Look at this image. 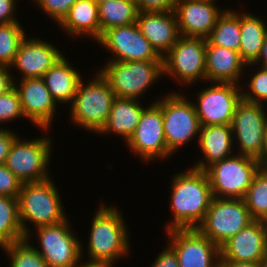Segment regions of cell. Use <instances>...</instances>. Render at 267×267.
<instances>
[{
  "label": "cell",
  "instance_id": "1",
  "mask_svg": "<svg viewBox=\"0 0 267 267\" xmlns=\"http://www.w3.org/2000/svg\"><path fill=\"white\" fill-rule=\"evenodd\" d=\"M172 178L170 205L174 220L166 224V231L174 228H197L204 221L213 199L206 172L192 167Z\"/></svg>",
  "mask_w": 267,
  "mask_h": 267
},
{
  "label": "cell",
  "instance_id": "2",
  "mask_svg": "<svg viewBox=\"0 0 267 267\" xmlns=\"http://www.w3.org/2000/svg\"><path fill=\"white\" fill-rule=\"evenodd\" d=\"M51 179L22 185L17 199L19 219L25 239L31 236L30 229L26 226L27 221L37 228L58 224L67 218L59 197L61 195Z\"/></svg>",
  "mask_w": 267,
  "mask_h": 267
},
{
  "label": "cell",
  "instance_id": "3",
  "mask_svg": "<svg viewBox=\"0 0 267 267\" xmlns=\"http://www.w3.org/2000/svg\"><path fill=\"white\" fill-rule=\"evenodd\" d=\"M91 224L88 243L89 261L114 264L129 253L128 231L116 207L99 206ZM123 255V256H122Z\"/></svg>",
  "mask_w": 267,
  "mask_h": 267
},
{
  "label": "cell",
  "instance_id": "4",
  "mask_svg": "<svg viewBox=\"0 0 267 267\" xmlns=\"http://www.w3.org/2000/svg\"><path fill=\"white\" fill-rule=\"evenodd\" d=\"M96 74L95 79L86 85L81 79L70 111L75 125L98 134L107 121L116 96L101 73L98 71Z\"/></svg>",
  "mask_w": 267,
  "mask_h": 267
},
{
  "label": "cell",
  "instance_id": "5",
  "mask_svg": "<svg viewBox=\"0 0 267 267\" xmlns=\"http://www.w3.org/2000/svg\"><path fill=\"white\" fill-rule=\"evenodd\" d=\"M261 167L259 160L237 153L213 163L204 171L213 197L243 199Z\"/></svg>",
  "mask_w": 267,
  "mask_h": 267
},
{
  "label": "cell",
  "instance_id": "6",
  "mask_svg": "<svg viewBox=\"0 0 267 267\" xmlns=\"http://www.w3.org/2000/svg\"><path fill=\"white\" fill-rule=\"evenodd\" d=\"M116 97L138 99L163 74V60L109 61L101 68Z\"/></svg>",
  "mask_w": 267,
  "mask_h": 267
},
{
  "label": "cell",
  "instance_id": "7",
  "mask_svg": "<svg viewBox=\"0 0 267 267\" xmlns=\"http://www.w3.org/2000/svg\"><path fill=\"white\" fill-rule=\"evenodd\" d=\"M253 221L244 199L213 197L205 219L197 229L221 247Z\"/></svg>",
  "mask_w": 267,
  "mask_h": 267
},
{
  "label": "cell",
  "instance_id": "8",
  "mask_svg": "<svg viewBox=\"0 0 267 267\" xmlns=\"http://www.w3.org/2000/svg\"><path fill=\"white\" fill-rule=\"evenodd\" d=\"M162 110L167 149L172 155L194 136L199 135L200 122L194 103L182 94L171 93L155 101Z\"/></svg>",
  "mask_w": 267,
  "mask_h": 267
},
{
  "label": "cell",
  "instance_id": "9",
  "mask_svg": "<svg viewBox=\"0 0 267 267\" xmlns=\"http://www.w3.org/2000/svg\"><path fill=\"white\" fill-rule=\"evenodd\" d=\"M206 39L200 36L180 34L173 47L162 57L163 74L186 85L198 79L206 80Z\"/></svg>",
  "mask_w": 267,
  "mask_h": 267
},
{
  "label": "cell",
  "instance_id": "10",
  "mask_svg": "<svg viewBox=\"0 0 267 267\" xmlns=\"http://www.w3.org/2000/svg\"><path fill=\"white\" fill-rule=\"evenodd\" d=\"M51 140L47 137L22 140L18 137L7 156L6 167L22 183L38 182L50 178ZM48 166V167H47Z\"/></svg>",
  "mask_w": 267,
  "mask_h": 267
},
{
  "label": "cell",
  "instance_id": "11",
  "mask_svg": "<svg viewBox=\"0 0 267 267\" xmlns=\"http://www.w3.org/2000/svg\"><path fill=\"white\" fill-rule=\"evenodd\" d=\"M68 219L37 227L41 249H37L48 267H77L82 259L83 245L69 228Z\"/></svg>",
  "mask_w": 267,
  "mask_h": 267
},
{
  "label": "cell",
  "instance_id": "12",
  "mask_svg": "<svg viewBox=\"0 0 267 267\" xmlns=\"http://www.w3.org/2000/svg\"><path fill=\"white\" fill-rule=\"evenodd\" d=\"M197 93L194 103L201 126L231 125L237 104L242 100L239 84L215 82Z\"/></svg>",
  "mask_w": 267,
  "mask_h": 267
},
{
  "label": "cell",
  "instance_id": "13",
  "mask_svg": "<svg viewBox=\"0 0 267 267\" xmlns=\"http://www.w3.org/2000/svg\"><path fill=\"white\" fill-rule=\"evenodd\" d=\"M167 233L171 242L168 245L177 254L180 267L220 266V247L197 228H174Z\"/></svg>",
  "mask_w": 267,
  "mask_h": 267
},
{
  "label": "cell",
  "instance_id": "14",
  "mask_svg": "<svg viewBox=\"0 0 267 267\" xmlns=\"http://www.w3.org/2000/svg\"><path fill=\"white\" fill-rule=\"evenodd\" d=\"M263 104L241 100L235 109L231 128L240 144L238 154L259 159L262 156L267 114ZM241 152V153H239Z\"/></svg>",
  "mask_w": 267,
  "mask_h": 267
},
{
  "label": "cell",
  "instance_id": "15",
  "mask_svg": "<svg viewBox=\"0 0 267 267\" xmlns=\"http://www.w3.org/2000/svg\"><path fill=\"white\" fill-rule=\"evenodd\" d=\"M98 43L115 54L110 61L163 60L136 23L105 30Z\"/></svg>",
  "mask_w": 267,
  "mask_h": 267
},
{
  "label": "cell",
  "instance_id": "16",
  "mask_svg": "<svg viewBox=\"0 0 267 267\" xmlns=\"http://www.w3.org/2000/svg\"><path fill=\"white\" fill-rule=\"evenodd\" d=\"M126 144L144 161L165 159L171 155L164 135L162 110L156 102L144 109L134 133Z\"/></svg>",
  "mask_w": 267,
  "mask_h": 267
},
{
  "label": "cell",
  "instance_id": "17",
  "mask_svg": "<svg viewBox=\"0 0 267 267\" xmlns=\"http://www.w3.org/2000/svg\"><path fill=\"white\" fill-rule=\"evenodd\" d=\"M14 82V88L20 96L24 117L29 118L34 125L48 129L56 113L57 103L47 89L42 78L21 79L19 86Z\"/></svg>",
  "mask_w": 267,
  "mask_h": 267
},
{
  "label": "cell",
  "instance_id": "18",
  "mask_svg": "<svg viewBox=\"0 0 267 267\" xmlns=\"http://www.w3.org/2000/svg\"><path fill=\"white\" fill-rule=\"evenodd\" d=\"M214 3L210 0H176L174 12L179 33L206 39L224 11H219Z\"/></svg>",
  "mask_w": 267,
  "mask_h": 267
},
{
  "label": "cell",
  "instance_id": "19",
  "mask_svg": "<svg viewBox=\"0 0 267 267\" xmlns=\"http://www.w3.org/2000/svg\"><path fill=\"white\" fill-rule=\"evenodd\" d=\"M265 245L263 223L261 220H254L220 247V261L262 262Z\"/></svg>",
  "mask_w": 267,
  "mask_h": 267
},
{
  "label": "cell",
  "instance_id": "20",
  "mask_svg": "<svg viewBox=\"0 0 267 267\" xmlns=\"http://www.w3.org/2000/svg\"><path fill=\"white\" fill-rule=\"evenodd\" d=\"M26 38L22 40L11 68H18L22 79L42 78L64 55L42 39Z\"/></svg>",
  "mask_w": 267,
  "mask_h": 267
},
{
  "label": "cell",
  "instance_id": "21",
  "mask_svg": "<svg viewBox=\"0 0 267 267\" xmlns=\"http://www.w3.org/2000/svg\"><path fill=\"white\" fill-rule=\"evenodd\" d=\"M136 24L161 57L173 47L180 36L174 10L139 12Z\"/></svg>",
  "mask_w": 267,
  "mask_h": 267
},
{
  "label": "cell",
  "instance_id": "22",
  "mask_svg": "<svg viewBox=\"0 0 267 267\" xmlns=\"http://www.w3.org/2000/svg\"><path fill=\"white\" fill-rule=\"evenodd\" d=\"M246 63L239 52L216 45L206 46L205 73L207 82L239 83Z\"/></svg>",
  "mask_w": 267,
  "mask_h": 267
},
{
  "label": "cell",
  "instance_id": "23",
  "mask_svg": "<svg viewBox=\"0 0 267 267\" xmlns=\"http://www.w3.org/2000/svg\"><path fill=\"white\" fill-rule=\"evenodd\" d=\"M198 136L205 159L198 161L193 168L204 171L213 163L232 155L234 137L231 125L201 126Z\"/></svg>",
  "mask_w": 267,
  "mask_h": 267
},
{
  "label": "cell",
  "instance_id": "24",
  "mask_svg": "<svg viewBox=\"0 0 267 267\" xmlns=\"http://www.w3.org/2000/svg\"><path fill=\"white\" fill-rule=\"evenodd\" d=\"M144 109L137 99L115 97L107 121L98 133L105 135L107 132H114L124 138L127 143L134 133Z\"/></svg>",
  "mask_w": 267,
  "mask_h": 267
},
{
  "label": "cell",
  "instance_id": "25",
  "mask_svg": "<svg viewBox=\"0 0 267 267\" xmlns=\"http://www.w3.org/2000/svg\"><path fill=\"white\" fill-rule=\"evenodd\" d=\"M58 25L70 36L84 34L98 41L101 37L98 4L95 0H77Z\"/></svg>",
  "mask_w": 267,
  "mask_h": 267
},
{
  "label": "cell",
  "instance_id": "26",
  "mask_svg": "<svg viewBox=\"0 0 267 267\" xmlns=\"http://www.w3.org/2000/svg\"><path fill=\"white\" fill-rule=\"evenodd\" d=\"M56 103H71L81 75L63 56L42 77Z\"/></svg>",
  "mask_w": 267,
  "mask_h": 267
},
{
  "label": "cell",
  "instance_id": "27",
  "mask_svg": "<svg viewBox=\"0 0 267 267\" xmlns=\"http://www.w3.org/2000/svg\"><path fill=\"white\" fill-rule=\"evenodd\" d=\"M266 23L253 14H240V48L241 59L246 63H254L260 55L262 45L267 36Z\"/></svg>",
  "mask_w": 267,
  "mask_h": 267
},
{
  "label": "cell",
  "instance_id": "28",
  "mask_svg": "<svg viewBox=\"0 0 267 267\" xmlns=\"http://www.w3.org/2000/svg\"><path fill=\"white\" fill-rule=\"evenodd\" d=\"M206 45H216L239 52L240 48V14L224 10L217 18L211 34L206 38Z\"/></svg>",
  "mask_w": 267,
  "mask_h": 267
},
{
  "label": "cell",
  "instance_id": "29",
  "mask_svg": "<svg viewBox=\"0 0 267 267\" xmlns=\"http://www.w3.org/2000/svg\"><path fill=\"white\" fill-rule=\"evenodd\" d=\"M98 13L102 35L109 28L136 23L139 11L132 0H110L98 4Z\"/></svg>",
  "mask_w": 267,
  "mask_h": 267
},
{
  "label": "cell",
  "instance_id": "30",
  "mask_svg": "<svg viewBox=\"0 0 267 267\" xmlns=\"http://www.w3.org/2000/svg\"><path fill=\"white\" fill-rule=\"evenodd\" d=\"M25 239L19 219L18 199L0 196V247Z\"/></svg>",
  "mask_w": 267,
  "mask_h": 267
},
{
  "label": "cell",
  "instance_id": "31",
  "mask_svg": "<svg viewBox=\"0 0 267 267\" xmlns=\"http://www.w3.org/2000/svg\"><path fill=\"white\" fill-rule=\"evenodd\" d=\"M243 199L254 220L267 217V167L259 169Z\"/></svg>",
  "mask_w": 267,
  "mask_h": 267
},
{
  "label": "cell",
  "instance_id": "32",
  "mask_svg": "<svg viewBox=\"0 0 267 267\" xmlns=\"http://www.w3.org/2000/svg\"><path fill=\"white\" fill-rule=\"evenodd\" d=\"M18 22L0 24V65L11 67L26 34Z\"/></svg>",
  "mask_w": 267,
  "mask_h": 267
},
{
  "label": "cell",
  "instance_id": "33",
  "mask_svg": "<svg viewBox=\"0 0 267 267\" xmlns=\"http://www.w3.org/2000/svg\"><path fill=\"white\" fill-rule=\"evenodd\" d=\"M30 239H22L10 245L3 246V250L11 258L10 267H48L46 261L41 257Z\"/></svg>",
  "mask_w": 267,
  "mask_h": 267
},
{
  "label": "cell",
  "instance_id": "34",
  "mask_svg": "<svg viewBox=\"0 0 267 267\" xmlns=\"http://www.w3.org/2000/svg\"><path fill=\"white\" fill-rule=\"evenodd\" d=\"M250 82V83H249ZM248 82V88L250 93L244 90L241 92L242 100L250 102L263 104L262 102H267V69L261 67L255 74L252 75L250 81Z\"/></svg>",
  "mask_w": 267,
  "mask_h": 267
},
{
  "label": "cell",
  "instance_id": "35",
  "mask_svg": "<svg viewBox=\"0 0 267 267\" xmlns=\"http://www.w3.org/2000/svg\"><path fill=\"white\" fill-rule=\"evenodd\" d=\"M22 116L24 117L20 96L14 87L7 93L0 95V123L16 120Z\"/></svg>",
  "mask_w": 267,
  "mask_h": 267
},
{
  "label": "cell",
  "instance_id": "36",
  "mask_svg": "<svg viewBox=\"0 0 267 267\" xmlns=\"http://www.w3.org/2000/svg\"><path fill=\"white\" fill-rule=\"evenodd\" d=\"M45 14L52 17L58 24L68 14L77 0H34Z\"/></svg>",
  "mask_w": 267,
  "mask_h": 267
},
{
  "label": "cell",
  "instance_id": "37",
  "mask_svg": "<svg viewBox=\"0 0 267 267\" xmlns=\"http://www.w3.org/2000/svg\"><path fill=\"white\" fill-rule=\"evenodd\" d=\"M23 183L5 164L0 165V196L18 198Z\"/></svg>",
  "mask_w": 267,
  "mask_h": 267
},
{
  "label": "cell",
  "instance_id": "38",
  "mask_svg": "<svg viewBox=\"0 0 267 267\" xmlns=\"http://www.w3.org/2000/svg\"><path fill=\"white\" fill-rule=\"evenodd\" d=\"M176 0H136L139 12H169L174 10Z\"/></svg>",
  "mask_w": 267,
  "mask_h": 267
},
{
  "label": "cell",
  "instance_id": "39",
  "mask_svg": "<svg viewBox=\"0 0 267 267\" xmlns=\"http://www.w3.org/2000/svg\"><path fill=\"white\" fill-rule=\"evenodd\" d=\"M5 129L0 128V165L5 164L9 151L14 141L18 138V135Z\"/></svg>",
  "mask_w": 267,
  "mask_h": 267
},
{
  "label": "cell",
  "instance_id": "40",
  "mask_svg": "<svg viewBox=\"0 0 267 267\" xmlns=\"http://www.w3.org/2000/svg\"><path fill=\"white\" fill-rule=\"evenodd\" d=\"M151 267H180L177 254L168 245L167 248L157 256Z\"/></svg>",
  "mask_w": 267,
  "mask_h": 267
},
{
  "label": "cell",
  "instance_id": "41",
  "mask_svg": "<svg viewBox=\"0 0 267 267\" xmlns=\"http://www.w3.org/2000/svg\"><path fill=\"white\" fill-rule=\"evenodd\" d=\"M15 1L17 0H0V24L14 23L18 20L14 18Z\"/></svg>",
  "mask_w": 267,
  "mask_h": 267
},
{
  "label": "cell",
  "instance_id": "42",
  "mask_svg": "<svg viewBox=\"0 0 267 267\" xmlns=\"http://www.w3.org/2000/svg\"><path fill=\"white\" fill-rule=\"evenodd\" d=\"M10 67L0 65V95L7 93L14 87V78L10 74Z\"/></svg>",
  "mask_w": 267,
  "mask_h": 267
},
{
  "label": "cell",
  "instance_id": "43",
  "mask_svg": "<svg viewBox=\"0 0 267 267\" xmlns=\"http://www.w3.org/2000/svg\"><path fill=\"white\" fill-rule=\"evenodd\" d=\"M221 267H261V262L221 261Z\"/></svg>",
  "mask_w": 267,
  "mask_h": 267
},
{
  "label": "cell",
  "instance_id": "44",
  "mask_svg": "<svg viewBox=\"0 0 267 267\" xmlns=\"http://www.w3.org/2000/svg\"><path fill=\"white\" fill-rule=\"evenodd\" d=\"M259 62H262V65L260 67L266 68L267 69V36L264 39L263 45H262V49L260 52L259 57L257 58V60L254 63H249L246 64V66H250L251 65H256Z\"/></svg>",
  "mask_w": 267,
  "mask_h": 267
},
{
  "label": "cell",
  "instance_id": "45",
  "mask_svg": "<svg viewBox=\"0 0 267 267\" xmlns=\"http://www.w3.org/2000/svg\"><path fill=\"white\" fill-rule=\"evenodd\" d=\"M262 167H267V118L264 127V141H263V151L262 156L258 159Z\"/></svg>",
  "mask_w": 267,
  "mask_h": 267
},
{
  "label": "cell",
  "instance_id": "46",
  "mask_svg": "<svg viewBox=\"0 0 267 267\" xmlns=\"http://www.w3.org/2000/svg\"><path fill=\"white\" fill-rule=\"evenodd\" d=\"M83 264V265H82ZM79 263L77 267H112V263L109 262H92L88 261L87 263Z\"/></svg>",
  "mask_w": 267,
  "mask_h": 267
},
{
  "label": "cell",
  "instance_id": "47",
  "mask_svg": "<svg viewBox=\"0 0 267 267\" xmlns=\"http://www.w3.org/2000/svg\"><path fill=\"white\" fill-rule=\"evenodd\" d=\"M261 221H262L263 226H264L266 242H267V217H264Z\"/></svg>",
  "mask_w": 267,
  "mask_h": 267
},
{
  "label": "cell",
  "instance_id": "48",
  "mask_svg": "<svg viewBox=\"0 0 267 267\" xmlns=\"http://www.w3.org/2000/svg\"><path fill=\"white\" fill-rule=\"evenodd\" d=\"M263 261L267 263V242L265 245V253H264V260Z\"/></svg>",
  "mask_w": 267,
  "mask_h": 267
},
{
  "label": "cell",
  "instance_id": "49",
  "mask_svg": "<svg viewBox=\"0 0 267 267\" xmlns=\"http://www.w3.org/2000/svg\"><path fill=\"white\" fill-rule=\"evenodd\" d=\"M97 4H100V3H105V2H108L110 0H95Z\"/></svg>",
  "mask_w": 267,
  "mask_h": 267
},
{
  "label": "cell",
  "instance_id": "50",
  "mask_svg": "<svg viewBox=\"0 0 267 267\" xmlns=\"http://www.w3.org/2000/svg\"><path fill=\"white\" fill-rule=\"evenodd\" d=\"M261 267H267V263L264 262V261H262V262H261Z\"/></svg>",
  "mask_w": 267,
  "mask_h": 267
}]
</instances>
